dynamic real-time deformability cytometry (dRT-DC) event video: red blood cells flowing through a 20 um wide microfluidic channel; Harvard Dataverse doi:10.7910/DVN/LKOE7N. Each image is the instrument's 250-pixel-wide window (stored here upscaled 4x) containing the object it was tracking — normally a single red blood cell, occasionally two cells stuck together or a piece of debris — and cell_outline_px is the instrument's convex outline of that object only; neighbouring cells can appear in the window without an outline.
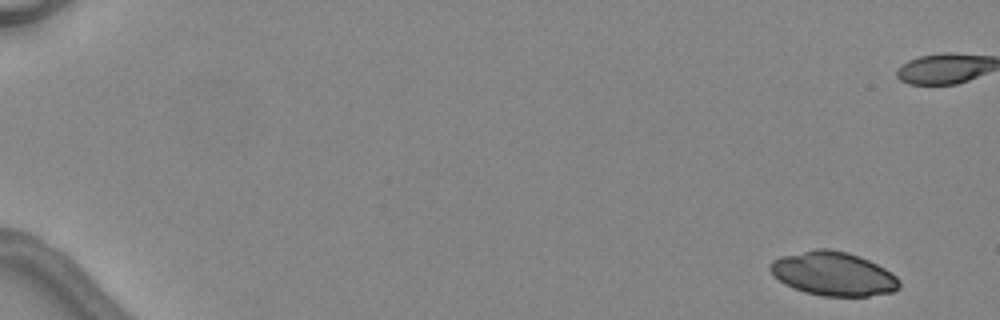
{"species": "common noctule bat (a hibernating species)", "species_latin": "Nyctalus noctula", "temperature_condition": "warm", "stored_images_in_passage": 6, "camera_frame_rate_fps": 3000, "um_per_image_px": 0.085, "animal": {"sex": "female", "body_mass_g": 24.6, "forearm_length_mm": 56.2}, "frame": {"image": 1, "passage_image": 1, "time_ms": 0.0, "image_size_px": [1000, 320], "cell_outline_px": [[900, 288], [892, 292], [868, 296], [824, 296], [804, 292], [784, 284], [768, 268], [768, 264], [772, 260], [780, 256], [816, 248], [828, 248], [848, 252], [860, 256], [884, 268], [896, 276], [900, 280]], "centroid_in_image_um": [70.82, 23.26], "position_along_channel_um": 14.2, "area_um2": 33.12}}
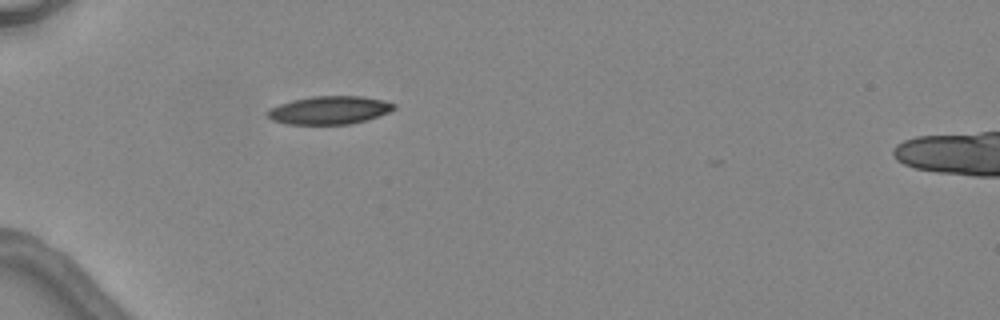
{"frame": {"image": 2, "passage_image": 5, "time_ms": 6.0, "image_size_px": [1000, 320], "cell_outline_px": [[396, 108], [388, 112], [352, 124], [288, 124], [272, 120], [264, 112], [280, 104], [292, 100], [312, 96], [360, 96], [380, 100], [396, 104]], "centroid_in_image_um": [27.97, 9.36], "position_along_channel_um": 57.0, "area_um2": 20.46}}